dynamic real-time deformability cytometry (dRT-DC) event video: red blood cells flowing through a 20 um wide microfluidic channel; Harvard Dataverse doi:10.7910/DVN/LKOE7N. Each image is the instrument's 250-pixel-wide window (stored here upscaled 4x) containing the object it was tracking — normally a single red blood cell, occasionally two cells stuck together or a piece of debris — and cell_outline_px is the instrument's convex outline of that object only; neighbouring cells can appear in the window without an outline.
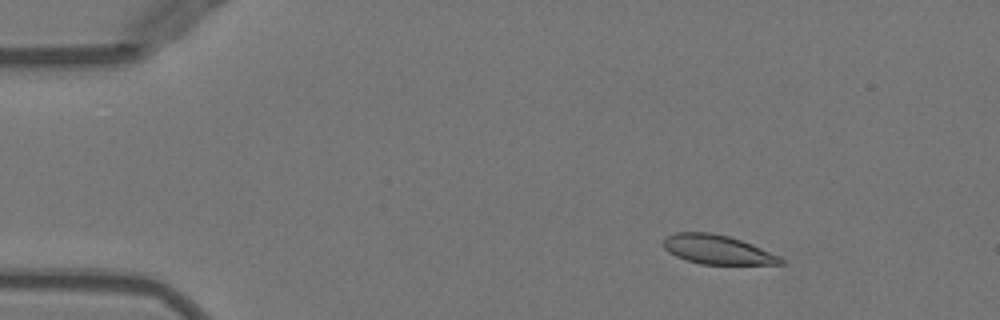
{"species": "Egyptian fruit bat (a non-hibernating species)", "species_latin": "Rousettus aegyptiacus", "temperature_condition": "warm", "stored_images_in_passage": 51, "camera_frame_rate_fps": 3000, "um_per_image_px": 0.085, "animal": {"sex": "female"}, "frame": {"image": 1, "passage_image": 7, "time_ms": 2.0, "image_size_px": [1000, 320], "cell_outline_px": [[784, 264], [700, 264], [676, 256], [668, 252], [664, 248], [664, 236], [676, 232], [708, 232], [728, 236], [752, 244], [780, 256], [784, 260]], "centroid_in_image_um": [60.96, 21.21], "position_along_channel_um": 24.0, "area_um2": 19.83}}
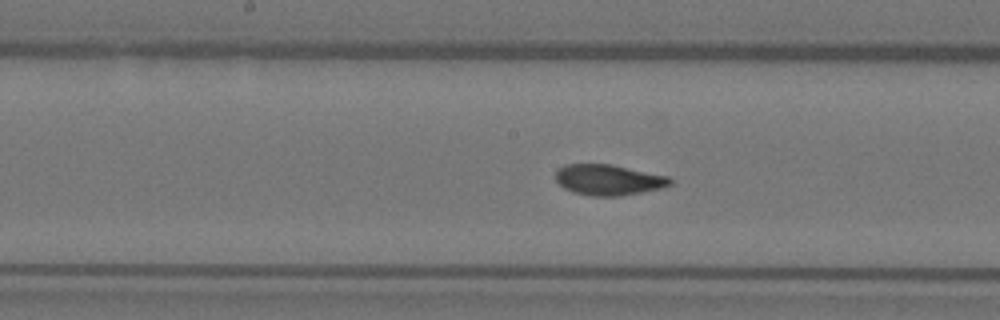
{"frame": {"image": 2, "passage_image": 26, "time_ms": 8.333, "image_size_px": [1000, 320], "cell_outline_px": [[672, 184], [664, 188], [620, 196], [592, 196], [572, 192], [564, 188], [556, 180], [556, 168], [564, 164], [612, 164], [668, 176], [672, 180]], "centroid_in_image_um": [51.72, 15.28], "position_along_channel_um": 196.5, "area_um2": 20.69}}
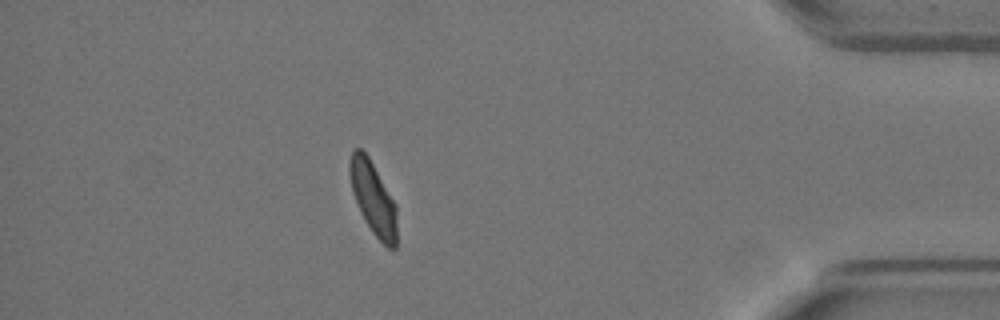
{"frame": {"image": 3, "passage_image": 45, "time_ms": 14.667, "image_size_px": [1000, 320], "cell_outline_px": [[396, 248], [388, 248], [372, 232], [360, 212], [352, 192], [348, 172], [348, 160], [352, 148], [360, 148], [368, 156], [396, 204]], "centroid_in_image_um": [31.68, 16.8], "position_along_channel_um": 403.5, "area_um2": 20.06}, "authors_computed_cell_mechanics": {"area_um2": 20.5768, "velocity_mm_per_s": 3.9524, "shape_relaxation_time_tau1_ms": 4.4769, "shape_relaxation_time_tau2_ms": 0.9769, "deformation_change_tau1": 0.1523, "deformation_change_tau2": 0.0463}}